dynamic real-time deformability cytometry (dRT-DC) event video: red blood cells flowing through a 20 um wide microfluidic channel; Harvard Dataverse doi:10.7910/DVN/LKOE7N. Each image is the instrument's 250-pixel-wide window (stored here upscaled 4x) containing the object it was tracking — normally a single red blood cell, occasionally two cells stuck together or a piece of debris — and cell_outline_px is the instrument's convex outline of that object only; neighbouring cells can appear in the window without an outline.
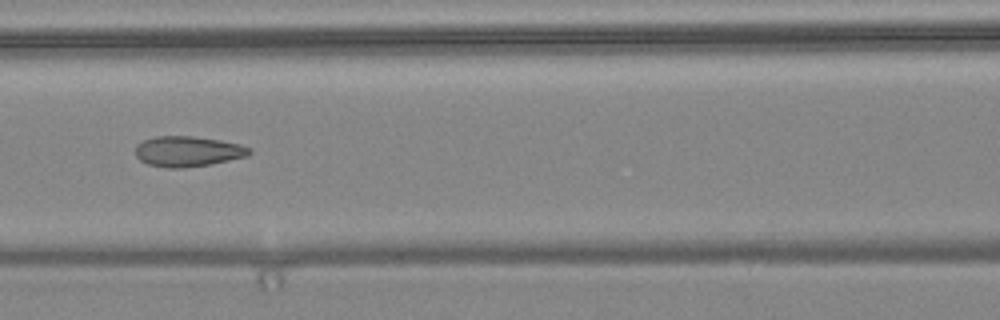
{"species": "common noctule bat (a hibernating species)", "species_latin": "Nyctalus noctula", "temperature_condition": "warm", "stored_images_in_passage": 9, "camera_frame_rate_fps": 3000, "um_per_image_px": 0.085, "animal": {"sex": "female", "body_mass_g": 24.6, "forearm_length_mm": 56.2}, "frame": {"image": 1, "passage_image": 6, "time_ms": 1.667, "image_size_px": [1000, 320], "cell_outline_px": [[252, 152], [248, 156], [208, 164], [180, 168], [168, 168], [148, 164], [140, 160], [136, 156], [136, 144], [144, 140], [156, 136], [192, 136], [220, 140], [240, 144], [252, 148]], "centroid_in_image_um": [15.97, 12.86], "position_along_channel_um": 150.6, "area_um2": 20.11}}
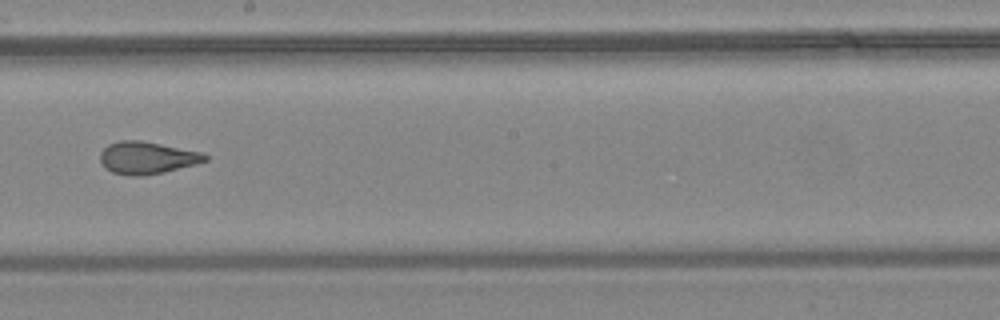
{"frame": {"image": 2, "passage_image": 8, "time_ms": 2.333, "image_size_px": [1000, 320], "cell_outline_px": [[208, 160], [196, 164], [164, 172], [144, 176], [128, 176], [112, 172], [104, 168], [100, 160], [100, 152], [108, 144], [120, 140], [140, 140], [204, 152], [208, 156]], "centroid_in_image_um": [12.5, 13.41], "position_along_channel_um": 235.7, "area_um2": 20.0}}
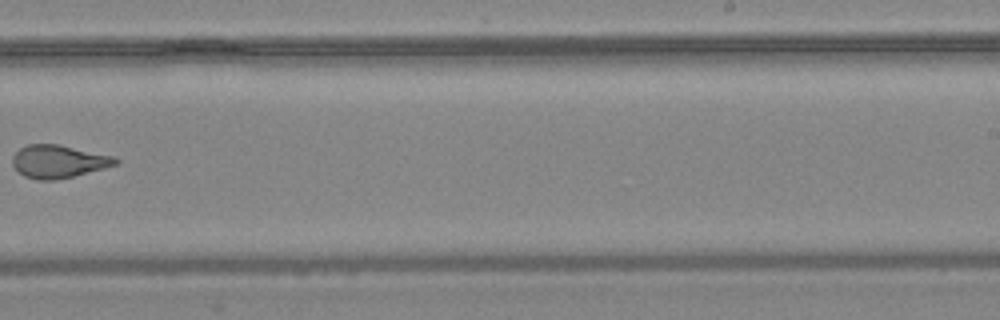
{"frame": {"image": 3, "passage_image": 9, "time_ms": 2.667, "image_size_px": [1000, 320], "cell_outline_px": [[120, 160], [116, 164], [104, 168], [56, 180], [40, 180], [24, 176], [12, 164], [12, 156], [20, 148], [28, 144], [56, 144], [112, 156]], "centroid_in_image_um": [4.93, 13.72], "position_along_channel_um": 284.1, "area_um2": 19.36}}